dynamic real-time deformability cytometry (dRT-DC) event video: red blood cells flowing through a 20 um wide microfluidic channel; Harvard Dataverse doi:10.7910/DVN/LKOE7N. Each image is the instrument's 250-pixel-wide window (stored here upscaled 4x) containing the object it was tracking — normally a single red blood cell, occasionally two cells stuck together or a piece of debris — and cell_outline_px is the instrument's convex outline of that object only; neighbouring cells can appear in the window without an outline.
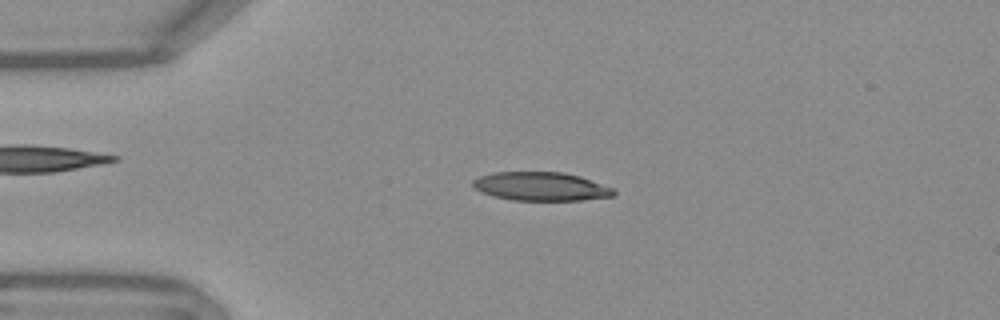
{"species": "Egyptian fruit bat (a non-hibernating species)", "species_latin": "Rousettus aegyptiacus", "temperature_condition": "warm", "stored_images_in_passage": 52, "camera_frame_rate_fps": 3000, "um_per_image_px": 0.085, "frame": {"image": 1, "passage_image": 11, "time_ms": 3.333, "image_size_px": [1000, 320], "cell_outline_px": [[616, 196], [580, 200], [512, 200], [492, 196], [476, 188], [472, 184], [472, 180], [480, 176], [496, 172], [564, 172], [580, 176], [616, 188]], "centroid_in_image_um": [46.05, 15.84], "position_along_channel_um": 38.9, "area_um2": 23.58}}
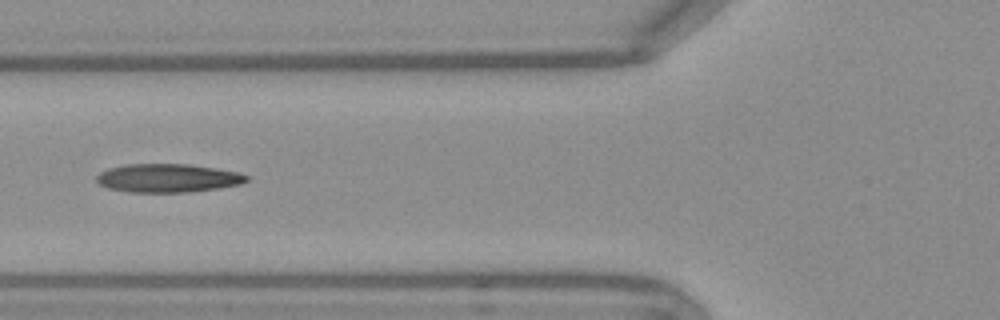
{"frame": {"image": 2, "passage_image": 19, "time_ms": 6.0, "image_size_px": [1000, 320], "cell_outline_px": [[248, 180], [240, 184], [220, 188], [188, 192], [128, 192], [108, 188], [100, 184], [96, 180], [96, 176], [100, 172], [108, 168], [124, 164], [188, 164], [216, 168], [240, 172], [248, 176]], "centroid_in_image_um": [14.26, 15.13], "position_along_channel_um": 111.5, "area_um2": 25.03}}
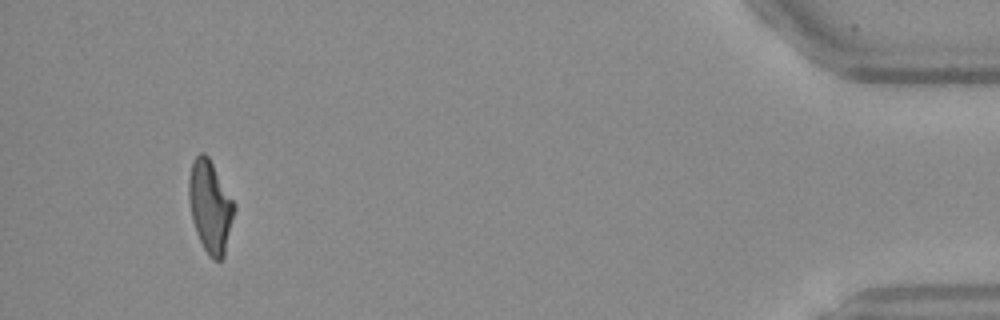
{"frame": {"image": 3, "passage_image": 49, "time_ms": 16.0, "image_size_px": [1000, 320], "cell_outline_px": [[236, 208], [224, 256], [220, 260], [212, 260], [208, 256], [196, 232], [192, 220], [188, 200], [188, 180], [192, 164], [196, 156], [200, 152], [204, 152], [208, 156], [236, 204]], "centroid_in_image_um": [17.87, 17.56], "position_along_channel_um": 417.3, "area_um2": 24.51}, "authors_computed_cell_mechanics": {"area_um2": 24.3049, "velocity_mm_per_s": 3.7827, "shape_relaxation_time_tau1_ms": 7.6963, "shape_relaxation_time_tau2_ms": 2.7426, "deformation_change_tau1": 0.2726, "deformation_change_tau2": 0.134}}